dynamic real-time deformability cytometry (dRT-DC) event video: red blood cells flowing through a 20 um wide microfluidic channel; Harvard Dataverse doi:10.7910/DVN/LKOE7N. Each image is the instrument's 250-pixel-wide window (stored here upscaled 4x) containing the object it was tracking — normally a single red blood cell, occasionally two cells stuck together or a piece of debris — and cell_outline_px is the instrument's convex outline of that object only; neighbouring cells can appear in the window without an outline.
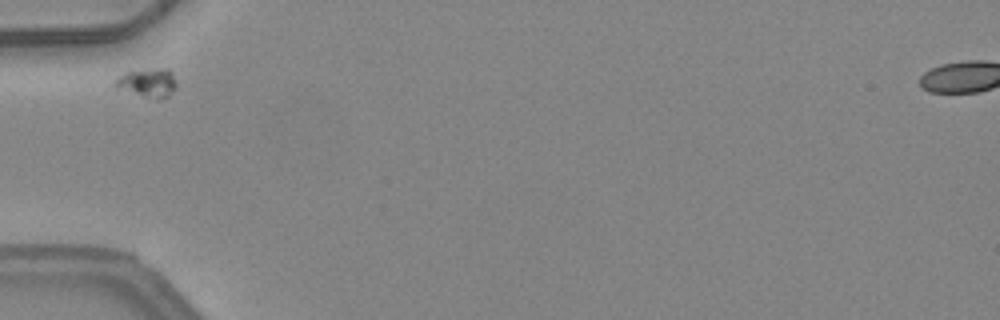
{"species": "common noctule bat (a hibernating species)", "species_latin": "Nyctalus noctula", "temperature_condition": "warm", "stored_images_in_passage": 2, "camera_frame_rate_fps": 3000, "um_per_image_px": 0.085, "animal": {"sex": "female", "body_mass_g": 24.6, "forearm_length_mm": 56.2}, "frame": {"image": 1, "passage_image": 1, "time_ms": 0.0, "image_size_px": [1000, 320], "cell_outline_px": [[176, 88], [168, 96], [160, 100], [144, 96], [116, 88], [112, 84], [120, 76], [128, 72], [160, 68], [168, 68], [172, 72], [176, 80]], "centroid_in_image_um": [12.59, 7.04], "position_along_channel_um": 72.4, "area_um2": 10.17}}